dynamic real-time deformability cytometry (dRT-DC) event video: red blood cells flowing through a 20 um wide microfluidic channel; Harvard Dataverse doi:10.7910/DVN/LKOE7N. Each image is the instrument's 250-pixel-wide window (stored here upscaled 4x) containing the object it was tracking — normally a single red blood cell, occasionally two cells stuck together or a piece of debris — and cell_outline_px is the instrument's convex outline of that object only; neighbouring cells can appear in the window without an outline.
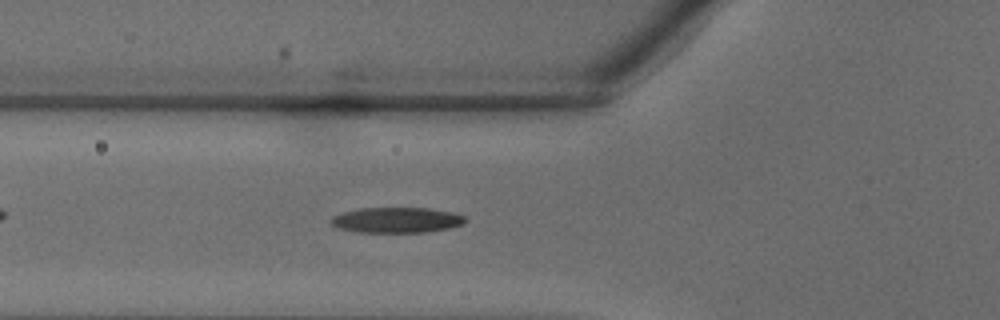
{"species": "common noctule bat (a hibernating species)", "species_latin": "Nyctalus noctula", "temperature_condition": "warm", "stored_images_in_passage": 30, "camera_frame_rate_fps": 3000, "um_per_image_px": 0.085, "animal": {"sex": "male", "body_mass_g": 18.8}, "frame": {"image": 1, "passage_image": 6, "time_ms": 1.667, "image_size_px": [1000, 320], "cell_outline_px": [[468, 220], [464, 224], [452, 228], [428, 232], [360, 232], [340, 228], [332, 224], [328, 220], [332, 216], [340, 212], [360, 208], [428, 208], [452, 212], [464, 216]], "centroid_in_image_um": [33.74, 18.7], "position_along_channel_um": 92.1, "area_um2": 20.11}}
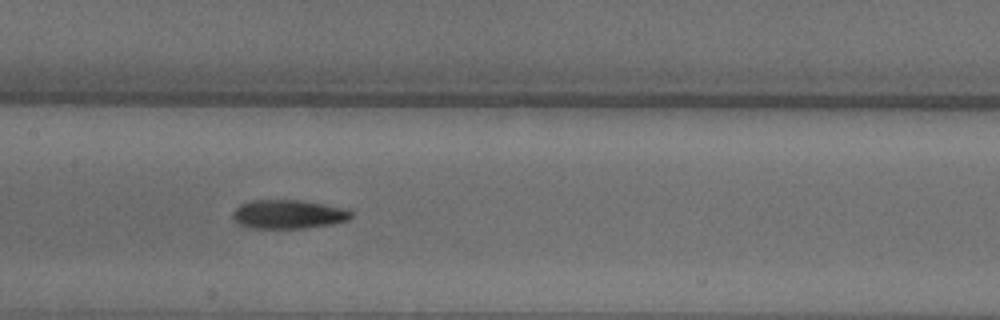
{"frame": {"image": 2, "passage_image": 11, "time_ms": 3.333, "image_size_px": [1000, 320], "cell_outline_px": [[352, 216], [348, 220], [332, 224], [300, 228], [248, 228], [240, 224], [232, 216], [232, 212], [240, 204], [252, 200], [300, 200], [348, 208], [352, 212]], "centroid_in_image_um": [24.52, 18.2], "position_along_channel_um": 182.9, "area_um2": 19.94}}
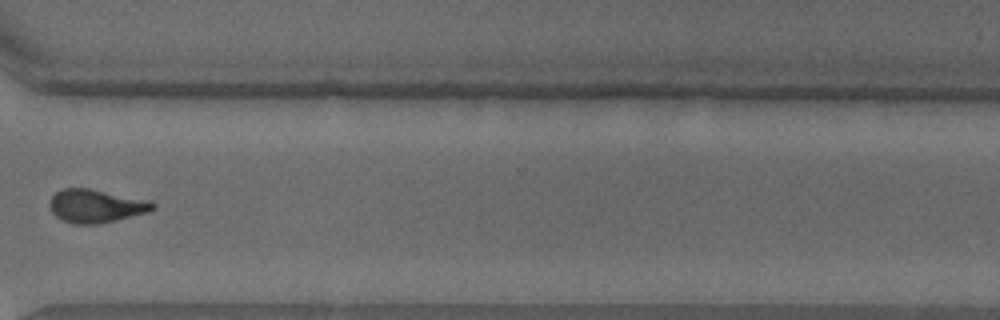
{"frame": {"image": 3, "passage_image": 21, "time_ms": 6.667, "image_size_px": [1000, 320], "cell_outline_px": [[156, 208], [148, 212], [100, 224], [76, 224], [64, 220], [56, 216], [52, 212], [48, 204], [52, 196], [60, 188], [88, 188], [140, 200], [156, 204]], "centroid_in_image_um": [8.07, 17.52], "position_along_channel_um": 362.5, "area_um2": 19.48}}